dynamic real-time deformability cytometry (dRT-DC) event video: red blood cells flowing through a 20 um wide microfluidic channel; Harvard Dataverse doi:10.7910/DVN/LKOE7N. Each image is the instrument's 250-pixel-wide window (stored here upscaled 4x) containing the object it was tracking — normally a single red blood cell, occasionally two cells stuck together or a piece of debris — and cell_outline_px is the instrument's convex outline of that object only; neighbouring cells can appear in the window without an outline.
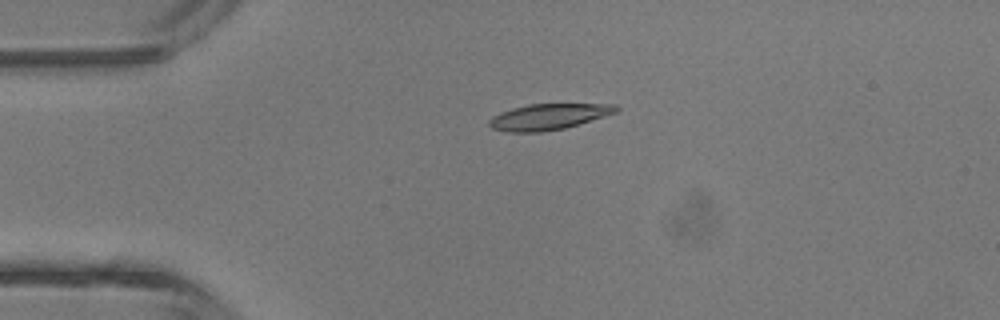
{"species": "common noctule bat (a hibernating species)", "species_latin": "Nyctalus noctula", "temperature_condition": "room temperature", "stored_images_in_passage": 3, "camera_frame_rate_fps": 3000, "um_per_image_px": 0.085, "animal": {"sex": "male", "body_mass_g": 13.3}, "frame": {"image": 1, "passage_image": 1, "time_ms": 0.0, "image_size_px": [1000, 320], "cell_outline_px": [[620, 108], [616, 112], [604, 116], [564, 128], [544, 132], [508, 132], [492, 128], [488, 124], [488, 120], [492, 116], [500, 112], [512, 108], [528, 104], [616, 104]], "centroid_in_image_um": [46.58, 9.92], "position_along_channel_um": 38.4, "area_um2": 19.13}}
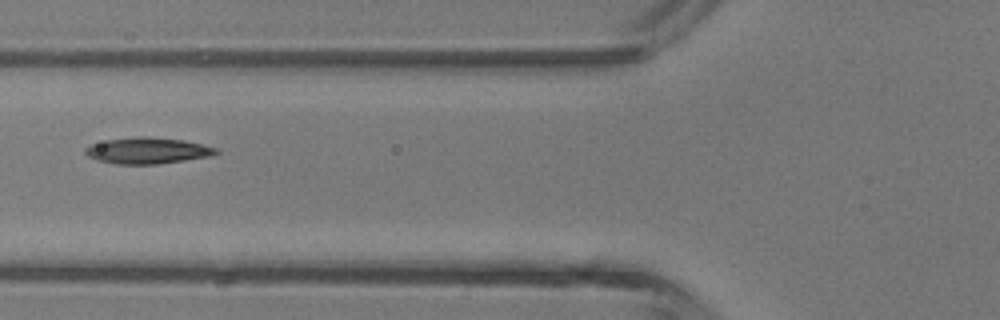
{"frame": {"image": 2, "passage_image": 3, "time_ms": 2.333, "image_size_px": [1000, 320], "cell_outline_px": [[220, 152], [212, 156], [156, 164], [116, 164], [100, 160], [88, 156], [84, 152], [84, 148], [92, 144], [108, 140], [136, 136], [148, 136], [184, 140], [216, 148]], "centroid_in_image_um": [12.55, 12.79], "position_along_channel_um": 113.3, "area_um2": 19.83}}